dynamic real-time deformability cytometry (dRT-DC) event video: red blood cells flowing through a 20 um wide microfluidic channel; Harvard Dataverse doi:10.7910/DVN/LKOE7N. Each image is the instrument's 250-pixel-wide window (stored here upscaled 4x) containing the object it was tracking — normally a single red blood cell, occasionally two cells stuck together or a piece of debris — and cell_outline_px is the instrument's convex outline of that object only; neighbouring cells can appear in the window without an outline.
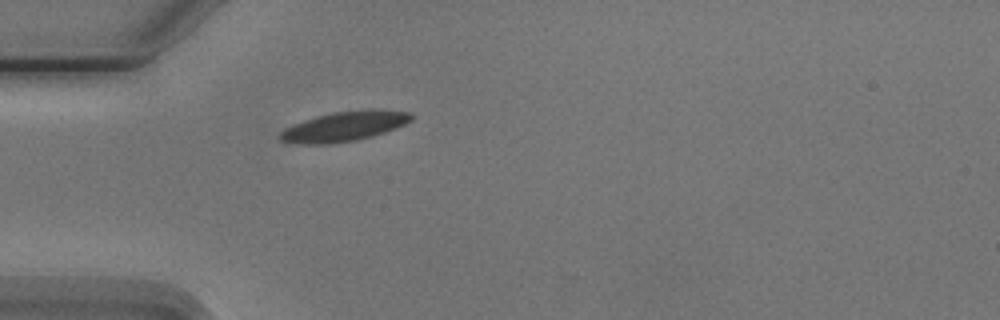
{"species": "Egyptian fruit bat (a non-hibernating species)", "species_latin": "Rousettus aegyptiacus", "temperature_condition": "cold", "stored_images_in_passage": 1, "camera_frame_rate_fps": 3000, "um_per_image_px": 0.085, "animal": {"sex": "male"}, "frame": {"image": 1, "passage_image": 1, "time_ms": 0.0, "image_size_px": [1000, 320], "cell_outline_px": [[412, 120], [396, 128], [372, 136], [356, 140], [328, 144], [296, 144], [280, 140], [276, 136], [284, 128], [292, 124], [316, 116], [332, 112], [368, 108], [380, 108], [412, 112]], "centroid_in_image_um": [29.26, 10.72], "position_along_channel_um": 55.7, "area_um2": 23.29}}